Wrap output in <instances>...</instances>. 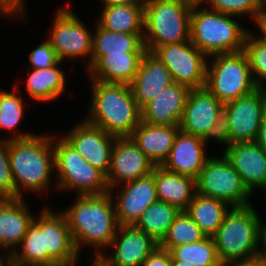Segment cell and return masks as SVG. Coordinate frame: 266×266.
I'll list each match as a JSON object with an SVG mask.
<instances>
[{"label": "cell", "instance_id": "obj_33", "mask_svg": "<svg viewBox=\"0 0 266 266\" xmlns=\"http://www.w3.org/2000/svg\"><path fill=\"white\" fill-rule=\"evenodd\" d=\"M19 83L15 85L13 91H0V129L5 132H10L12 135L1 137V139L17 140L25 139L34 136L35 133L24 132L16 133L19 125L24 118L25 108L23 96L19 95ZM17 90V91H16ZM17 92V93H16ZM16 133V134H15Z\"/></svg>", "mask_w": 266, "mask_h": 266}, {"label": "cell", "instance_id": "obj_26", "mask_svg": "<svg viewBox=\"0 0 266 266\" xmlns=\"http://www.w3.org/2000/svg\"><path fill=\"white\" fill-rule=\"evenodd\" d=\"M159 201L185 211L196 194L195 178L166 171L161 166L152 170Z\"/></svg>", "mask_w": 266, "mask_h": 266}, {"label": "cell", "instance_id": "obj_10", "mask_svg": "<svg viewBox=\"0 0 266 266\" xmlns=\"http://www.w3.org/2000/svg\"><path fill=\"white\" fill-rule=\"evenodd\" d=\"M209 156L195 178L196 193L223 201L231 208L251 205L252 194L227 158L223 154Z\"/></svg>", "mask_w": 266, "mask_h": 266}, {"label": "cell", "instance_id": "obj_20", "mask_svg": "<svg viewBox=\"0 0 266 266\" xmlns=\"http://www.w3.org/2000/svg\"><path fill=\"white\" fill-rule=\"evenodd\" d=\"M44 250L59 266H71L81 259L65 215L61 211L54 212L47 205L44 207Z\"/></svg>", "mask_w": 266, "mask_h": 266}, {"label": "cell", "instance_id": "obj_48", "mask_svg": "<svg viewBox=\"0 0 266 266\" xmlns=\"http://www.w3.org/2000/svg\"><path fill=\"white\" fill-rule=\"evenodd\" d=\"M10 261H11V253L5 250H0V266H7Z\"/></svg>", "mask_w": 266, "mask_h": 266}, {"label": "cell", "instance_id": "obj_29", "mask_svg": "<svg viewBox=\"0 0 266 266\" xmlns=\"http://www.w3.org/2000/svg\"><path fill=\"white\" fill-rule=\"evenodd\" d=\"M97 23L110 31L144 34V4L102 5Z\"/></svg>", "mask_w": 266, "mask_h": 266}, {"label": "cell", "instance_id": "obj_9", "mask_svg": "<svg viewBox=\"0 0 266 266\" xmlns=\"http://www.w3.org/2000/svg\"><path fill=\"white\" fill-rule=\"evenodd\" d=\"M265 112L264 87L224 104L220 144L255 142Z\"/></svg>", "mask_w": 266, "mask_h": 266}, {"label": "cell", "instance_id": "obj_16", "mask_svg": "<svg viewBox=\"0 0 266 266\" xmlns=\"http://www.w3.org/2000/svg\"><path fill=\"white\" fill-rule=\"evenodd\" d=\"M154 167V164L130 137L116 138L112 149L110 169L106 176L108 188L146 176L152 172Z\"/></svg>", "mask_w": 266, "mask_h": 266}, {"label": "cell", "instance_id": "obj_38", "mask_svg": "<svg viewBox=\"0 0 266 266\" xmlns=\"http://www.w3.org/2000/svg\"><path fill=\"white\" fill-rule=\"evenodd\" d=\"M0 199H16L7 139H0Z\"/></svg>", "mask_w": 266, "mask_h": 266}, {"label": "cell", "instance_id": "obj_25", "mask_svg": "<svg viewBox=\"0 0 266 266\" xmlns=\"http://www.w3.org/2000/svg\"><path fill=\"white\" fill-rule=\"evenodd\" d=\"M145 53L107 54L92 56V64L86 69L90 80L130 85L137 74Z\"/></svg>", "mask_w": 266, "mask_h": 266}, {"label": "cell", "instance_id": "obj_44", "mask_svg": "<svg viewBox=\"0 0 266 266\" xmlns=\"http://www.w3.org/2000/svg\"><path fill=\"white\" fill-rule=\"evenodd\" d=\"M258 257L266 262V222L262 224L260 229V249Z\"/></svg>", "mask_w": 266, "mask_h": 266}, {"label": "cell", "instance_id": "obj_7", "mask_svg": "<svg viewBox=\"0 0 266 266\" xmlns=\"http://www.w3.org/2000/svg\"><path fill=\"white\" fill-rule=\"evenodd\" d=\"M53 134L55 178L59 191L76 192L77 196L109 193L106 176L91 166L61 136ZM57 186V187H56Z\"/></svg>", "mask_w": 266, "mask_h": 266}, {"label": "cell", "instance_id": "obj_15", "mask_svg": "<svg viewBox=\"0 0 266 266\" xmlns=\"http://www.w3.org/2000/svg\"><path fill=\"white\" fill-rule=\"evenodd\" d=\"M118 187L119 189H117ZM114 191L119 192L118 196L113 197ZM109 192L115 201V212L119 225H134L142 213L151 204L158 201L152 172L139 179L110 188Z\"/></svg>", "mask_w": 266, "mask_h": 266}, {"label": "cell", "instance_id": "obj_6", "mask_svg": "<svg viewBox=\"0 0 266 266\" xmlns=\"http://www.w3.org/2000/svg\"><path fill=\"white\" fill-rule=\"evenodd\" d=\"M192 7L183 0H144L146 50L152 52L165 44L190 41Z\"/></svg>", "mask_w": 266, "mask_h": 266}, {"label": "cell", "instance_id": "obj_52", "mask_svg": "<svg viewBox=\"0 0 266 266\" xmlns=\"http://www.w3.org/2000/svg\"><path fill=\"white\" fill-rule=\"evenodd\" d=\"M7 266H21V265L15 264L14 262L10 261Z\"/></svg>", "mask_w": 266, "mask_h": 266}, {"label": "cell", "instance_id": "obj_8", "mask_svg": "<svg viewBox=\"0 0 266 266\" xmlns=\"http://www.w3.org/2000/svg\"><path fill=\"white\" fill-rule=\"evenodd\" d=\"M208 60L205 87L223 104L259 87L253 79L244 50L216 54Z\"/></svg>", "mask_w": 266, "mask_h": 266}, {"label": "cell", "instance_id": "obj_2", "mask_svg": "<svg viewBox=\"0 0 266 266\" xmlns=\"http://www.w3.org/2000/svg\"><path fill=\"white\" fill-rule=\"evenodd\" d=\"M9 158L16 199L29 192L40 195L50 191L55 175L53 133L9 140Z\"/></svg>", "mask_w": 266, "mask_h": 266}, {"label": "cell", "instance_id": "obj_28", "mask_svg": "<svg viewBox=\"0 0 266 266\" xmlns=\"http://www.w3.org/2000/svg\"><path fill=\"white\" fill-rule=\"evenodd\" d=\"M63 62L59 61L56 65L42 69H32L28 72L25 80L26 93L39 103L56 101L66 90L67 78L65 70L60 67ZM60 65V66H59Z\"/></svg>", "mask_w": 266, "mask_h": 266}, {"label": "cell", "instance_id": "obj_22", "mask_svg": "<svg viewBox=\"0 0 266 266\" xmlns=\"http://www.w3.org/2000/svg\"><path fill=\"white\" fill-rule=\"evenodd\" d=\"M173 82L170 71L165 65L152 52L146 51L130 86L134 99L141 109Z\"/></svg>", "mask_w": 266, "mask_h": 266}, {"label": "cell", "instance_id": "obj_34", "mask_svg": "<svg viewBox=\"0 0 266 266\" xmlns=\"http://www.w3.org/2000/svg\"><path fill=\"white\" fill-rule=\"evenodd\" d=\"M171 260L182 261V264L193 266H223L220 262L212 237L175 246L170 250Z\"/></svg>", "mask_w": 266, "mask_h": 266}, {"label": "cell", "instance_id": "obj_23", "mask_svg": "<svg viewBox=\"0 0 266 266\" xmlns=\"http://www.w3.org/2000/svg\"><path fill=\"white\" fill-rule=\"evenodd\" d=\"M25 200L24 198L0 200V250L12 253L33 222L35 215Z\"/></svg>", "mask_w": 266, "mask_h": 266}, {"label": "cell", "instance_id": "obj_31", "mask_svg": "<svg viewBox=\"0 0 266 266\" xmlns=\"http://www.w3.org/2000/svg\"><path fill=\"white\" fill-rule=\"evenodd\" d=\"M230 209L223 201L196 193L185 212L206 237H212Z\"/></svg>", "mask_w": 266, "mask_h": 266}, {"label": "cell", "instance_id": "obj_51", "mask_svg": "<svg viewBox=\"0 0 266 266\" xmlns=\"http://www.w3.org/2000/svg\"><path fill=\"white\" fill-rule=\"evenodd\" d=\"M262 9L266 10V0H262Z\"/></svg>", "mask_w": 266, "mask_h": 266}, {"label": "cell", "instance_id": "obj_42", "mask_svg": "<svg viewBox=\"0 0 266 266\" xmlns=\"http://www.w3.org/2000/svg\"><path fill=\"white\" fill-rule=\"evenodd\" d=\"M261 34L258 36L263 41L266 42V10L262 9L261 12L258 14L256 21L254 22Z\"/></svg>", "mask_w": 266, "mask_h": 266}, {"label": "cell", "instance_id": "obj_12", "mask_svg": "<svg viewBox=\"0 0 266 266\" xmlns=\"http://www.w3.org/2000/svg\"><path fill=\"white\" fill-rule=\"evenodd\" d=\"M224 104L206 87L191 89L179 124L182 132L220 145Z\"/></svg>", "mask_w": 266, "mask_h": 266}, {"label": "cell", "instance_id": "obj_18", "mask_svg": "<svg viewBox=\"0 0 266 266\" xmlns=\"http://www.w3.org/2000/svg\"><path fill=\"white\" fill-rule=\"evenodd\" d=\"M222 153L240 175L243 184L254 195L266 184V152L255 142L225 145Z\"/></svg>", "mask_w": 266, "mask_h": 266}, {"label": "cell", "instance_id": "obj_24", "mask_svg": "<svg viewBox=\"0 0 266 266\" xmlns=\"http://www.w3.org/2000/svg\"><path fill=\"white\" fill-rule=\"evenodd\" d=\"M179 131V125H154L141 120L130 138L154 166H161L167 159Z\"/></svg>", "mask_w": 266, "mask_h": 266}, {"label": "cell", "instance_id": "obj_35", "mask_svg": "<svg viewBox=\"0 0 266 266\" xmlns=\"http://www.w3.org/2000/svg\"><path fill=\"white\" fill-rule=\"evenodd\" d=\"M205 235L185 211H180L159 247L170 251L173 247L202 240Z\"/></svg>", "mask_w": 266, "mask_h": 266}, {"label": "cell", "instance_id": "obj_5", "mask_svg": "<svg viewBox=\"0 0 266 266\" xmlns=\"http://www.w3.org/2000/svg\"><path fill=\"white\" fill-rule=\"evenodd\" d=\"M201 7L193 5L191 10L190 42L207 57L243 50L250 29L238 23L236 16Z\"/></svg>", "mask_w": 266, "mask_h": 266}, {"label": "cell", "instance_id": "obj_46", "mask_svg": "<svg viewBox=\"0 0 266 266\" xmlns=\"http://www.w3.org/2000/svg\"><path fill=\"white\" fill-rule=\"evenodd\" d=\"M232 266H266V262H264L263 260H261L258 257V258L252 259V260H248V261L234 264Z\"/></svg>", "mask_w": 266, "mask_h": 266}, {"label": "cell", "instance_id": "obj_47", "mask_svg": "<svg viewBox=\"0 0 266 266\" xmlns=\"http://www.w3.org/2000/svg\"><path fill=\"white\" fill-rule=\"evenodd\" d=\"M92 258H93V255L92 257H89L88 259V264L91 263L90 266H109V264L102 257L94 256L93 261H92Z\"/></svg>", "mask_w": 266, "mask_h": 266}, {"label": "cell", "instance_id": "obj_37", "mask_svg": "<svg viewBox=\"0 0 266 266\" xmlns=\"http://www.w3.org/2000/svg\"><path fill=\"white\" fill-rule=\"evenodd\" d=\"M206 6L213 11L233 15L236 18L249 15L250 20L255 22L262 10V0H209Z\"/></svg>", "mask_w": 266, "mask_h": 266}, {"label": "cell", "instance_id": "obj_36", "mask_svg": "<svg viewBox=\"0 0 266 266\" xmlns=\"http://www.w3.org/2000/svg\"><path fill=\"white\" fill-rule=\"evenodd\" d=\"M248 31L244 40L246 53L254 81L259 87L266 86V42Z\"/></svg>", "mask_w": 266, "mask_h": 266}, {"label": "cell", "instance_id": "obj_45", "mask_svg": "<svg viewBox=\"0 0 266 266\" xmlns=\"http://www.w3.org/2000/svg\"><path fill=\"white\" fill-rule=\"evenodd\" d=\"M101 5H133L144 4V0H101Z\"/></svg>", "mask_w": 266, "mask_h": 266}, {"label": "cell", "instance_id": "obj_27", "mask_svg": "<svg viewBox=\"0 0 266 266\" xmlns=\"http://www.w3.org/2000/svg\"><path fill=\"white\" fill-rule=\"evenodd\" d=\"M28 226L21 243L11 253V261L21 266H59L44 250V208ZM20 248V249H19Z\"/></svg>", "mask_w": 266, "mask_h": 266}, {"label": "cell", "instance_id": "obj_19", "mask_svg": "<svg viewBox=\"0 0 266 266\" xmlns=\"http://www.w3.org/2000/svg\"><path fill=\"white\" fill-rule=\"evenodd\" d=\"M206 140L182 132H178L174 145L161 167L166 171L196 178L210 158Z\"/></svg>", "mask_w": 266, "mask_h": 266}, {"label": "cell", "instance_id": "obj_30", "mask_svg": "<svg viewBox=\"0 0 266 266\" xmlns=\"http://www.w3.org/2000/svg\"><path fill=\"white\" fill-rule=\"evenodd\" d=\"M93 33L92 56L107 54L146 53L143 34H129L107 30L97 22Z\"/></svg>", "mask_w": 266, "mask_h": 266}, {"label": "cell", "instance_id": "obj_3", "mask_svg": "<svg viewBox=\"0 0 266 266\" xmlns=\"http://www.w3.org/2000/svg\"><path fill=\"white\" fill-rule=\"evenodd\" d=\"M90 107L85 120L117 138L130 137L141 121L131 86L91 80Z\"/></svg>", "mask_w": 266, "mask_h": 266}, {"label": "cell", "instance_id": "obj_17", "mask_svg": "<svg viewBox=\"0 0 266 266\" xmlns=\"http://www.w3.org/2000/svg\"><path fill=\"white\" fill-rule=\"evenodd\" d=\"M159 246L151 236L133 225H119L110 249L101 257L109 266H142L143 261Z\"/></svg>", "mask_w": 266, "mask_h": 266}, {"label": "cell", "instance_id": "obj_40", "mask_svg": "<svg viewBox=\"0 0 266 266\" xmlns=\"http://www.w3.org/2000/svg\"><path fill=\"white\" fill-rule=\"evenodd\" d=\"M25 0H0V15L2 17L14 16L25 19Z\"/></svg>", "mask_w": 266, "mask_h": 266}, {"label": "cell", "instance_id": "obj_54", "mask_svg": "<svg viewBox=\"0 0 266 266\" xmlns=\"http://www.w3.org/2000/svg\"><path fill=\"white\" fill-rule=\"evenodd\" d=\"M78 262H80L79 261V258L71 266H77L78 265Z\"/></svg>", "mask_w": 266, "mask_h": 266}, {"label": "cell", "instance_id": "obj_4", "mask_svg": "<svg viewBox=\"0 0 266 266\" xmlns=\"http://www.w3.org/2000/svg\"><path fill=\"white\" fill-rule=\"evenodd\" d=\"M254 207L231 208L212 236L223 266L258 258L263 223Z\"/></svg>", "mask_w": 266, "mask_h": 266}, {"label": "cell", "instance_id": "obj_39", "mask_svg": "<svg viewBox=\"0 0 266 266\" xmlns=\"http://www.w3.org/2000/svg\"><path fill=\"white\" fill-rule=\"evenodd\" d=\"M29 69H42L56 65L60 60L49 41L37 45L29 54Z\"/></svg>", "mask_w": 266, "mask_h": 266}, {"label": "cell", "instance_id": "obj_11", "mask_svg": "<svg viewBox=\"0 0 266 266\" xmlns=\"http://www.w3.org/2000/svg\"><path fill=\"white\" fill-rule=\"evenodd\" d=\"M65 7L56 11L52 28L46 38L60 61L82 58V62L87 63L85 68L88 69L92 64L93 32L76 13Z\"/></svg>", "mask_w": 266, "mask_h": 266}, {"label": "cell", "instance_id": "obj_49", "mask_svg": "<svg viewBox=\"0 0 266 266\" xmlns=\"http://www.w3.org/2000/svg\"><path fill=\"white\" fill-rule=\"evenodd\" d=\"M191 5H206V3L209 1V0H183Z\"/></svg>", "mask_w": 266, "mask_h": 266}, {"label": "cell", "instance_id": "obj_50", "mask_svg": "<svg viewBox=\"0 0 266 266\" xmlns=\"http://www.w3.org/2000/svg\"><path fill=\"white\" fill-rule=\"evenodd\" d=\"M172 266H193V265L182 264V261L172 260Z\"/></svg>", "mask_w": 266, "mask_h": 266}, {"label": "cell", "instance_id": "obj_41", "mask_svg": "<svg viewBox=\"0 0 266 266\" xmlns=\"http://www.w3.org/2000/svg\"><path fill=\"white\" fill-rule=\"evenodd\" d=\"M142 266H172L171 253L159 246L143 261Z\"/></svg>", "mask_w": 266, "mask_h": 266}, {"label": "cell", "instance_id": "obj_1", "mask_svg": "<svg viewBox=\"0 0 266 266\" xmlns=\"http://www.w3.org/2000/svg\"><path fill=\"white\" fill-rule=\"evenodd\" d=\"M65 215L77 252L94 247V256L101 257L111 246L119 227L111 193L77 196ZM105 249V250H103ZM102 250V251H101Z\"/></svg>", "mask_w": 266, "mask_h": 266}, {"label": "cell", "instance_id": "obj_43", "mask_svg": "<svg viewBox=\"0 0 266 266\" xmlns=\"http://www.w3.org/2000/svg\"><path fill=\"white\" fill-rule=\"evenodd\" d=\"M256 142L266 152V112L263 116Z\"/></svg>", "mask_w": 266, "mask_h": 266}, {"label": "cell", "instance_id": "obj_53", "mask_svg": "<svg viewBox=\"0 0 266 266\" xmlns=\"http://www.w3.org/2000/svg\"><path fill=\"white\" fill-rule=\"evenodd\" d=\"M261 190H263V192H264V197H266V184H265V186H264ZM265 199H266V198H265Z\"/></svg>", "mask_w": 266, "mask_h": 266}, {"label": "cell", "instance_id": "obj_21", "mask_svg": "<svg viewBox=\"0 0 266 266\" xmlns=\"http://www.w3.org/2000/svg\"><path fill=\"white\" fill-rule=\"evenodd\" d=\"M190 91L173 82L141 108V120L154 125H179Z\"/></svg>", "mask_w": 266, "mask_h": 266}, {"label": "cell", "instance_id": "obj_14", "mask_svg": "<svg viewBox=\"0 0 266 266\" xmlns=\"http://www.w3.org/2000/svg\"><path fill=\"white\" fill-rule=\"evenodd\" d=\"M71 145L91 166L107 176L114 142L117 137L108 134L103 129L81 120L79 124L61 136Z\"/></svg>", "mask_w": 266, "mask_h": 266}, {"label": "cell", "instance_id": "obj_32", "mask_svg": "<svg viewBox=\"0 0 266 266\" xmlns=\"http://www.w3.org/2000/svg\"><path fill=\"white\" fill-rule=\"evenodd\" d=\"M179 213L177 207L158 200L142 213L133 226L160 243Z\"/></svg>", "mask_w": 266, "mask_h": 266}, {"label": "cell", "instance_id": "obj_13", "mask_svg": "<svg viewBox=\"0 0 266 266\" xmlns=\"http://www.w3.org/2000/svg\"><path fill=\"white\" fill-rule=\"evenodd\" d=\"M152 53L170 71L174 82L190 89L205 87L208 57L190 41L165 44Z\"/></svg>", "mask_w": 266, "mask_h": 266}]
</instances>
